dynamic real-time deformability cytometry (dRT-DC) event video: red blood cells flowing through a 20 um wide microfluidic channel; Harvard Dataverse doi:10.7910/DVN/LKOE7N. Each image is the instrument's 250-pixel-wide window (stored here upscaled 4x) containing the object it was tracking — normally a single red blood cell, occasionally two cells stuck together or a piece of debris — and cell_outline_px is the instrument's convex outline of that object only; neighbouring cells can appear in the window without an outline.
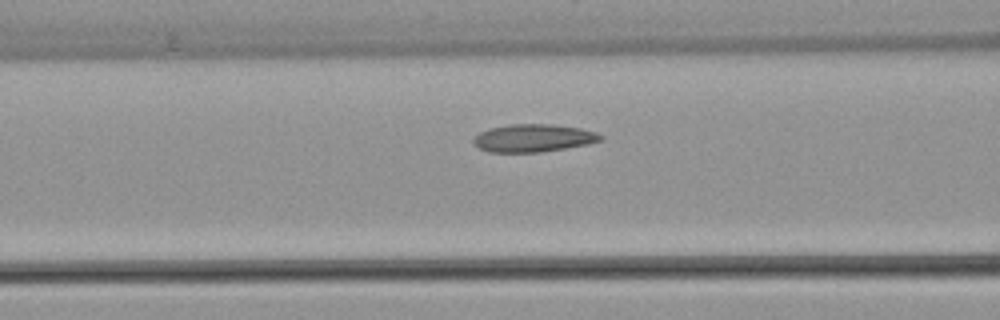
{"species": "common noctule bat (a hibernating species)", "species_latin": "Nyctalus noctula", "temperature_condition": "warm", "stored_images_in_passage": 31, "camera_frame_rate_fps": 3000, "um_per_image_px": 0.085, "animal": {"sex": "female", "body_mass_g": 22.7, "forearm_length_mm": 54.2}, "frame": {"image": 1, "passage_image": 10, "time_ms": 3.0, "image_size_px": [1000, 320], "cell_outline_px": [[604, 140], [588, 144], [540, 152], [488, 152], [472, 144], [472, 136], [488, 128], [512, 124], [552, 124], [580, 128], [596, 132], [604, 136]], "centroid_in_image_um": [45.31, 11.73], "position_along_channel_um": 121.3, "area_um2": 20.75}}
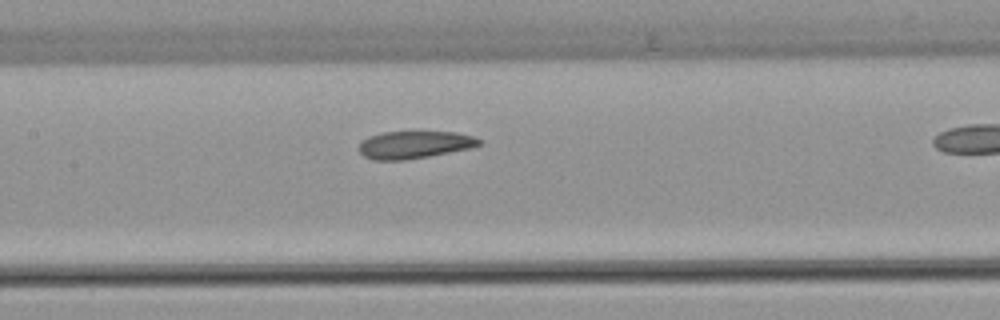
{"frame": {"image": 2, "passage_image": 14, "time_ms": 4.333, "image_size_px": [1000, 320], "cell_outline_px": [[484, 144], [472, 148], [428, 156], [404, 160], [372, 160], [364, 156], [360, 152], [360, 140], [368, 136], [384, 132], [456, 132], [472, 136], [484, 140]], "centroid_in_image_um": [35.26, 12.3], "position_along_channel_um": 172.1, "area_um2": 19.36}}
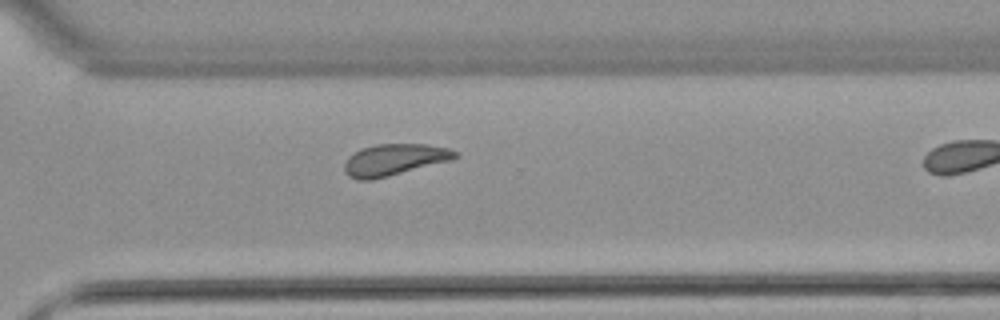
{"frame": {"image": 3, "passage_image": 27, "time_ms": 8.667, "image_size_px": [1000, 320], "cell_outline_px": [[460, 156], [452, 160], [372, 180], [356, 180], [348, 176], [344, 172], [344, 164], [348, 156], [360, 148], [376, 144], [424, 144], [448, 148], [456, 152]], "centroid_in_image_um": [33.48, 13.58], "position_along_channel_um": 337.1, "area_um2": 20.46}}